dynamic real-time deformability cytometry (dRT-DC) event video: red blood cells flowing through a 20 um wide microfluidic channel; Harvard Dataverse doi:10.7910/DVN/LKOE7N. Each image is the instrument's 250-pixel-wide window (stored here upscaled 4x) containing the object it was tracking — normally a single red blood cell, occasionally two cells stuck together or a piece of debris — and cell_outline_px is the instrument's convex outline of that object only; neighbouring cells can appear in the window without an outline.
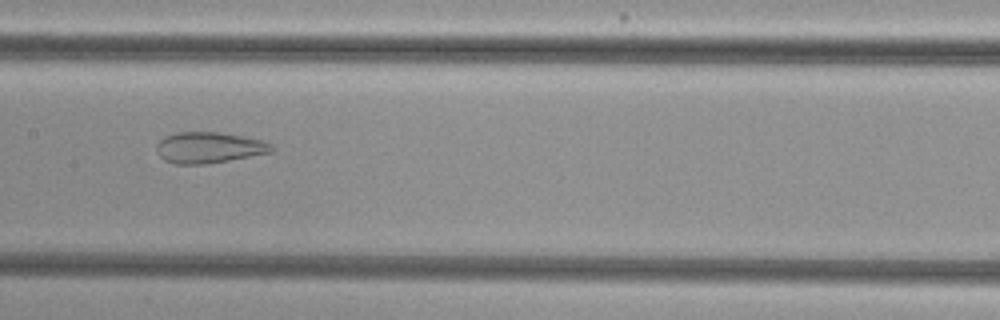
{"species": "common noctule bat (a hibernating species)", "species_latin": "Nyctalus noctula", "temperature_condition": "cold", "stored_images_in_passage": 37, "camera_frame_rate_fps": 3000, "um_per_image_px": 0.085, "animal": {"sex": "female", "body_mass_g": 29.2, "forearm_length_mm": 56.3}, "frame": {"image": 1, "passage_image": 10, "time_ms": 3.0, "image_size_px": [1000, 320], "cell_outline_px": [[272, 152], [228, 160], [204, 164], [176, 164], [164, 160], [160, 156], [156, 148], [156, 144], [164, 136], [176, 132], [220, 132], [260, 140], [272, 144]], "centroid_in_image_um": [17.71, 12.54], "position_along_channel_um": 189.7, "area_um2": 20.58}}
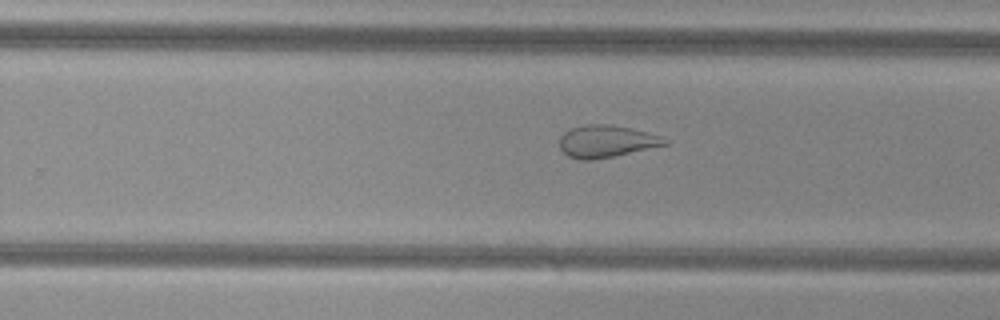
{"frame": {"image": 2, "passage_image": 17, "time_ms": 5.333, "image_size_px": [1000, 320], "cell_outline_px": [[672, 140], [668, 144], [616, 156], [592, 160], [580, 160], [568, 156], [560, 148], [560, 136], [564, 132], [572, 128], [588, 124], [608, 124], [632, 128], [660, 136]], "centroid_in_image_um": [51.57, 12.02], "position_along_channel_um": 278.2, "area_um2": 19.83}}
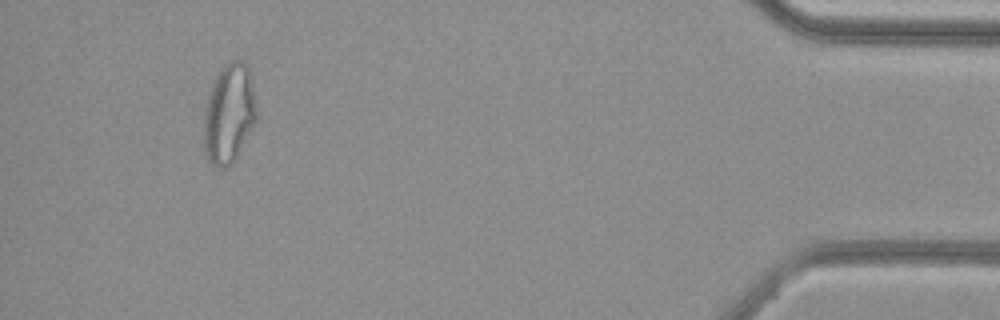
{"frame": {"image": 3, "passage_image": 33, "time_ms": 10.667, "image_size_px": [1000, 320], "cell_outline_px": [[256, 120], [236, 156], [224, 168], [216, 168], [208, 160], [204, 148], [204, 112], [208, 96], [212, 84], [220, 68], [224, 64], [232, 60], [244, 60], [248, 64], [252, 76], [256, 100]], "centroid_in_image_um": [19.47, 9.58], "position_along_channel_um": 415.7, "area_um2": 30.58}}